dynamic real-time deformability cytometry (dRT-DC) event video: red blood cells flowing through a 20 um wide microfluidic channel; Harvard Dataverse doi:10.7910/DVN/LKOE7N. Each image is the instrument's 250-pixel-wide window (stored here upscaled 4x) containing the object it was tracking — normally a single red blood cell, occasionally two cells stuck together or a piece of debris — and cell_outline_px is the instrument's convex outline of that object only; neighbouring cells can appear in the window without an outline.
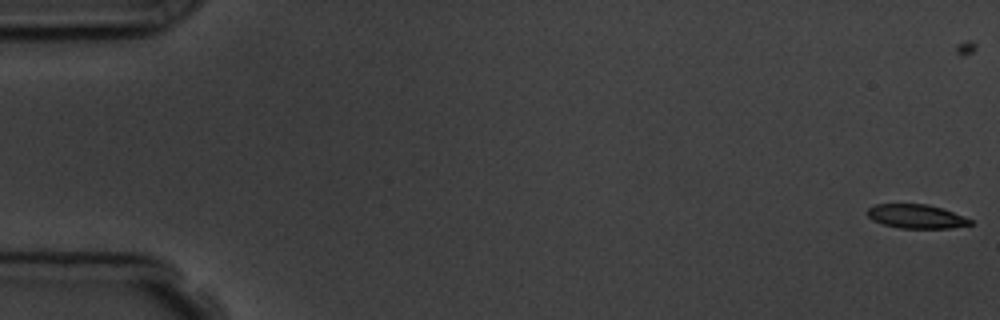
{"species": "common noctule bat (a hibernating species)", "species_latin": "Nyctalus noctula", "temperature_condition": "room temperature", "stored_images_in_passage": 8, "camera_frame_rate_fps": 3000, "um_per_image_px": 0.085, "animal": {"sex": "male", "body_mass_g": 19.5, "forearm_length_mm": 54.6}, "frame": {"image": 1, "passage_image": 1, "time_ms": 0.0, "image_size_px": [1000, 320], "cell_outline_px": [[972, 224], [952, 228], [900, 228], [884, 224], [872, 220], [868, 216], [868, 208], [876, 204], [928, 204], [944, 208], [964, 216], [972, 220]], "centroid_in_image_um": [77.92, 18.39], "position_along_channel_um": 7.1, "area_um2": 14.39}}